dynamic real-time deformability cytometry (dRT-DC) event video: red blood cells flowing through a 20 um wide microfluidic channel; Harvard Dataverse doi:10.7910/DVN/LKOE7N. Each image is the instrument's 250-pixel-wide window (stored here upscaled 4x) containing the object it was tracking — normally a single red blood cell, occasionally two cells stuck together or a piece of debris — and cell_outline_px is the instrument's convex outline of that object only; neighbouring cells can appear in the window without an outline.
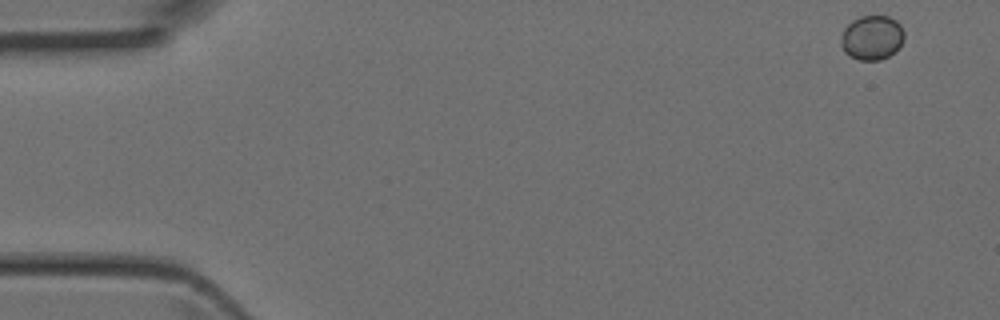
{"species": "Egyptian fruit bat (a non-hibernating species)", "species_latin": "Rousettus aegyptiacus", "temperature_condition": "room temperature", "stored_images_in_passage": 3, "segment_of_instrument_passage": [2, 2], "camera_frame_rate_fps": 3000, "um_per_image_px": 0.085, "animal": {"sex": "female"}, "frame": {"image": 1, "passage_image": 3, "time_ms": 0.667, "image_size_px": [1000, 320], "cell_outline_px": [[904, 40], [896, 52], [880, 60], [860, 60], [844, 52], [840, 44], [840, 36], [844, 28], [852, 20], [860, 16], [888, 16], [896, 20], [900, 24], [904, 32]], "centroid_in_image_um": [74.12, 3.19], "position_along_channel_um": 10.9, "area_um2": 16.59}}